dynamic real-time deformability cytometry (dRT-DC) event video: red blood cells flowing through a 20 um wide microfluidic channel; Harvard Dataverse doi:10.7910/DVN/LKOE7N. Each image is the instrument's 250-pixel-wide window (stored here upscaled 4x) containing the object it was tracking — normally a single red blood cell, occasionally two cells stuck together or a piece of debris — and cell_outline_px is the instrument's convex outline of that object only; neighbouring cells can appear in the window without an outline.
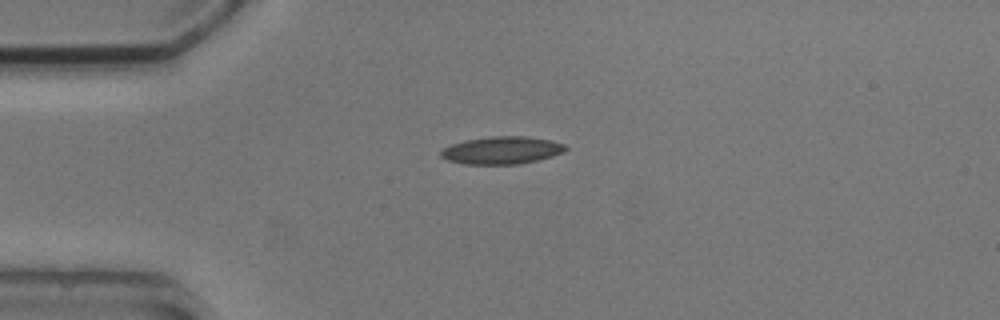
{"species": "common noctule bat (a hibernating species)", "species_latin": "Nyctalus noctula", "temperature_condition": "cold", "stored_images_in_passage": 12, "camera_frame_rate_fps": 3000, "um_per_image_px": 0.085, "animal": {"sex": "male", "body_mass_g": 20.5, "forearm_length_mm": 52.5}, "frame": {"image": 1, "passage_image": 1, "time_ms": 0.0, "image_size_px": [1000, 320], "cell_outline_px": [[568, 148], [564, 152], [552, 156], [536, 160], [516, 164], [464, 164], [448, 160], [440, 156], [440, 152], [444, 148], [452, 144], [464, 140], [492, 136], [524, 136], [548, 140], [564, 144]], "centroid_in_image_um": [42.63, 12.77], "position_along_channel_um": 42.4, "area_um2": 19.83}}
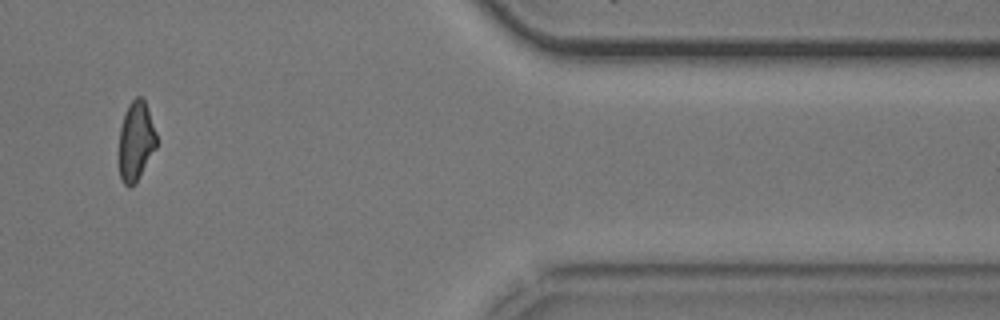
{"frame": {"image": 2, "passage_image": 10, "time_ms": 11.0, "image_size_px": [1000, 320], "cell_outline_px": [[156, 148], [132, 188], [128, 188], [120, 180], [116, 156], [120, 128], [124, 112], [128, 104], [136, 96], [144, 96], [156, 132]], "centroid_in_image_um": [11.49, 12.01], "position_along_channel_um": 399.9, "area_um2": 18.15}, "authors_computed_cell_mechanics": {"area_um2": 18.8428, "velocity_mm_per_s": 3.7724, "shape_relaxation_time_tau1_ms": 9.9382, "shape_relaxation_time_tau2_ms": 4.0175, "deformation_change_tau1": 0.2167, "deformation_change_tau2": 0.0934}}